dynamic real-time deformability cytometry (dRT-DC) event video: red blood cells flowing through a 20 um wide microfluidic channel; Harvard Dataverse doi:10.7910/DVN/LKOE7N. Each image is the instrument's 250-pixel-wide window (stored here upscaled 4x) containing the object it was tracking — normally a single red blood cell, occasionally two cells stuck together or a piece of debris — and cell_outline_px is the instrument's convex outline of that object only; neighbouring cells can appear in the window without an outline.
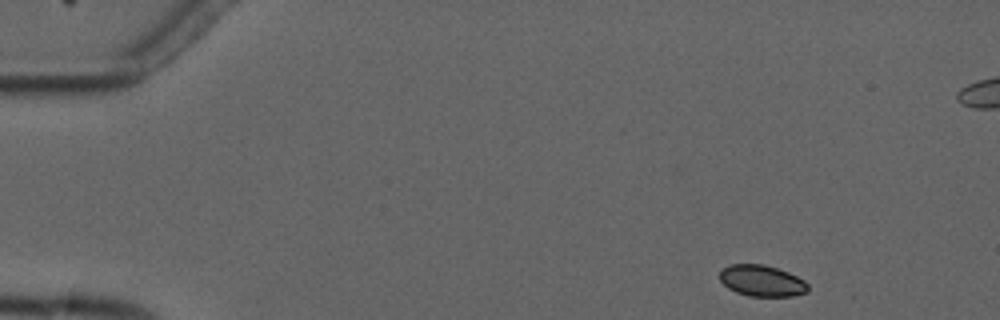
{"species": "common noctule bat (a hibernating species)", "species_latin": "Nyctalus noctula", "temperature_condition": "cold", "stored_images_in_passage": 7, "camera_frame_rate_fps": 3000, "um_per_image_px": 0.085, "animal": {"sex": "male", "forearm_length_mm": 52.5}, "frame": {"image": 1, "passage_image": 1, "time_ms": 0.0, "image_size_px": [1000, 320], "cell_outline_px": [[808, 292], [792, 296], [748, 296], [736, 292], [728, 288], [720, 280], [720, 272], [728, 264], [764, 264], [788, 272], [804, 280], [808, 284]], "centroid_in_image_um": [64.76, 23.87], "position_along_channel_um": 20.2, "area_um2": 16.07}}
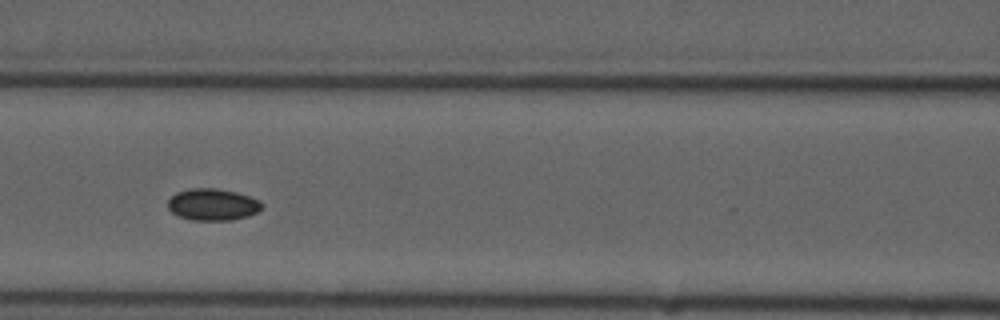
{"frame": {"image": 2, "passage_image": 5, "time_ms": 6.0, "image_size_px": [1000, 320], "cell_outline_px": [[264, 208], [248, 216], [232, 220], [192, 220], [180, 216], [172, 212], [168, 208], [168, 200], [176, 192], [192, 188], [216, 188], [236, 192], [260, 200], [264, 204]], "centroid_in_image_um": [18.1, 17.38], "position_along_channel_um": 148.5, "area_um2": 17.46}}
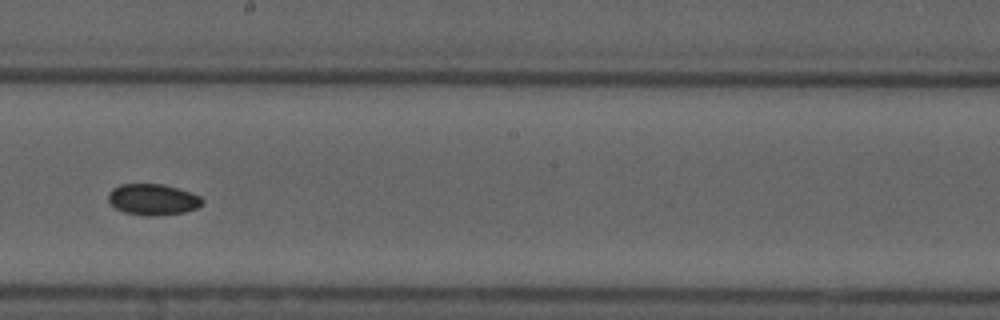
{"frame": {"image": 3, "passage_image": 7, "time_ms": 8.333, "image_size_px": [1000, 320], "cell_outline_px": [[204, 204], [196, 208], [184, 212], [156, 216], [144, 216], [124, 212], [116, 208], [108, 200], [108, 192], [112, 188], [120, 184], [160, 184], [176, 188], [200, 196], [204, 200]], "centroid_in_image_um": [12.98, 16.96], "position_along_channel_um": 235.2, "area_um2": 17.05}}